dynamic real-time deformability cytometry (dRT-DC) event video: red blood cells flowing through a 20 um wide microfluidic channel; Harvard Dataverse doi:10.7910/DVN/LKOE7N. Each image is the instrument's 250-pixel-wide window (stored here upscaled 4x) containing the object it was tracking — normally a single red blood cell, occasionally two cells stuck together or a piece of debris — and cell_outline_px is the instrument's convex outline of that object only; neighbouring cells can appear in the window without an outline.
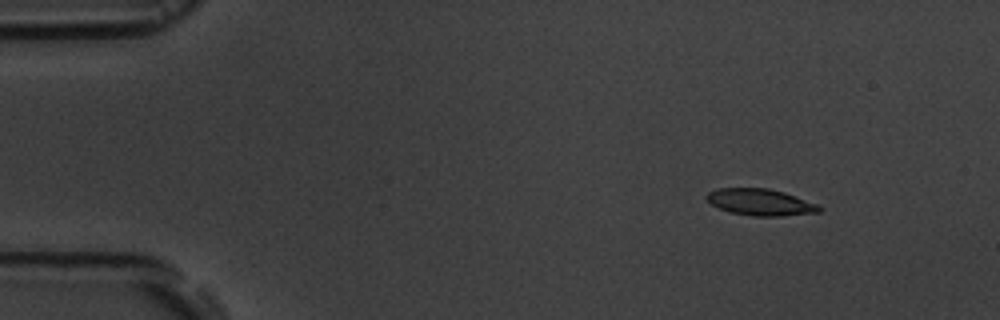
{"species": "common noctule bat (a hibernating species)", "species_latin": "Nyctalus noctula", "temperature_condition": "room temperature", "stored_images_in_passage": 4, "camera_frame_rate_fps": 3000, "um_per_image_px": 0.085, "animal": {"sex": "male", "body_mass_g": 19.5, "forearm_length_mm": 54.6}, "frame": {"image": 1, "passage_image": 1, "time_ms": 0.0, "image_size_px": [1000, 320], "cell_outline_px": [[824, 208], [820, 212], [780, 216], [752, 216], [732, 212], [720, 208], [712, 204], [704, 196], [708, 192], [720, 188], [768, 188], [784, 192], [816, 204]], "centroid_in_image_um": [64.64, 17.18], "position_along_channel_um": 20.4, "area_um2": 17.28}}
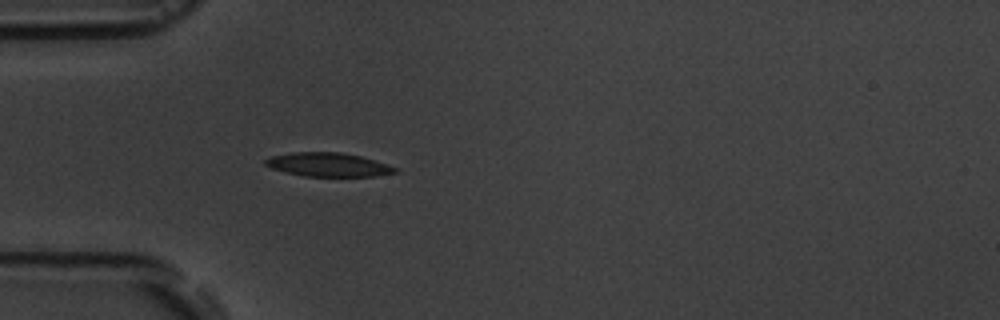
{"frame": {"image": 2, "passage_image": 4, "time_ms": 3.333, "image_size_px": [1000, 320], "cell_outline_px": [[400, 168], [396, 172], [376, 176], [304, 176], [272, 168], [264, 164], [264, 160], [272, 156], [292, 152], [340, 152], [360, 156]], "centroid_in_image_um": [27.91, 13.99], "position_along_channel_um": 57.1, "area_um2": 17.8}}